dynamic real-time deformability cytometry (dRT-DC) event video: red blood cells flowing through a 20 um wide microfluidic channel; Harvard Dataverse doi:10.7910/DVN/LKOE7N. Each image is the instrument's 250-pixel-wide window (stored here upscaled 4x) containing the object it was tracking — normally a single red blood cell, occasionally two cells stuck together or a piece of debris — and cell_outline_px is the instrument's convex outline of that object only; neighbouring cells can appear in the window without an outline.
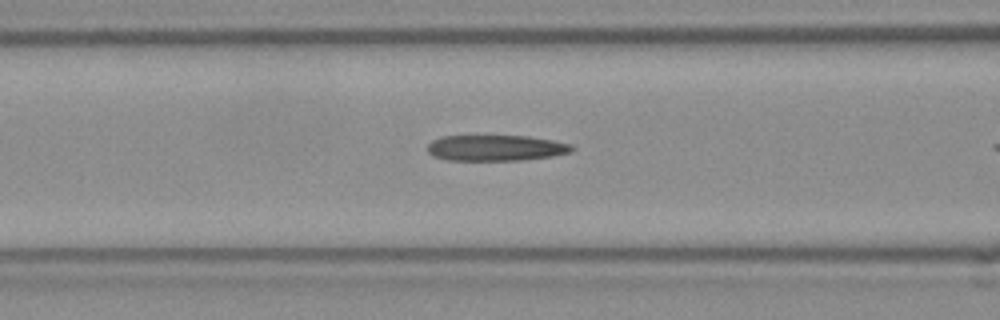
{"species": "Egyptian fruit bat (a non-hibernating species)", "species_latin": "Rousettus aegyptiacus", "temperature_condition": "room temperature", "stored_images_in_passage": 13, "camera_frame_rate_fps": 3000, "um_per_image_px": 0.085, "frame": {"image": 1, "passage_image": 8, "time_ms": 2.333, "image_size_px": [1000, 320], "cell_outline_px": [[576, 148], [572, 152], [552, 156], [520, 160], [448, 160], [432, 156], [428, 152], [428, 144], [432, 140], [440, 136], [528, 136], [552, 140], [572, 144]], "centroid_in_image_um": [42.15, 12.57], "position_along_channel_um": 124.4, "area_um2": 21.85}}
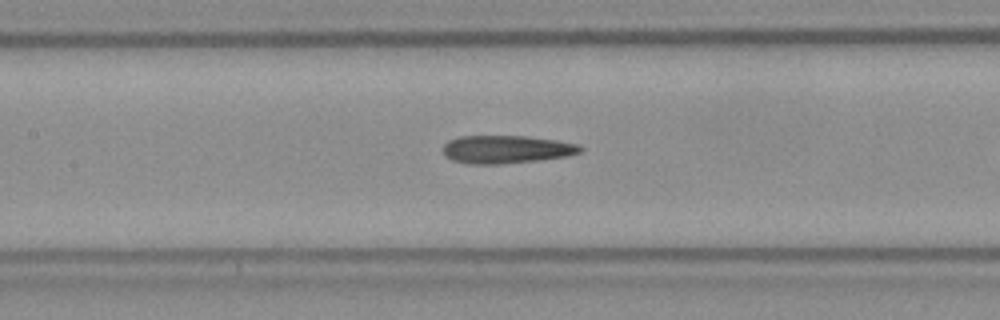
{"frame": {"image": 2, "passage_image": 11, "time_ms": 3.333, "image_size_px": [1000, 320], "cell_outline_px": [[584, 148], [580, 152], [568, 156], [536, 160], [500, 164], [472, 164], [452, 160], [444, 152], [444, 144], [448, 140], [460, 136], [524, 136], [556, 140], [576, 144]], "centroid_in_image_um": [43.04, 12.69], "position_along_channel_um": 164.4, "area_um2": 22.14}}